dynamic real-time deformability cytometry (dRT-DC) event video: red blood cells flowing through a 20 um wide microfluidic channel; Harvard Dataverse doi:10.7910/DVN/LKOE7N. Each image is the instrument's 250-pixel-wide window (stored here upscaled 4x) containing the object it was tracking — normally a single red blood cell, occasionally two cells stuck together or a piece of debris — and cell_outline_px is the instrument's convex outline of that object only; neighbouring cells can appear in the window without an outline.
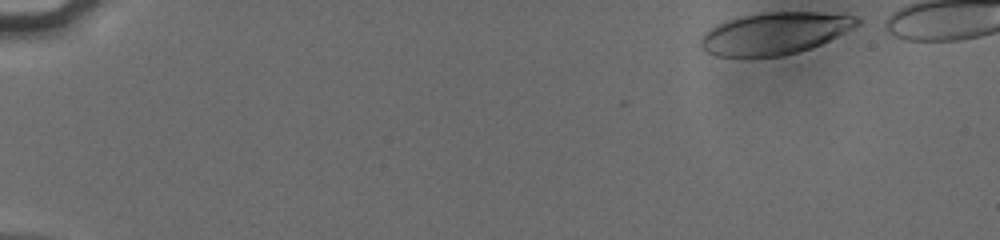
{"species": "human", "species_latin": "Homo sapiens", "temperature_condition": "cold", "stored_images_in_passage": 48, "camera_frame_rate_fps": 3000, "um_per_image_px": 0.085, "donor": {"sex": "male"}, "frame": {"image": 1, "passage_image": 1, "time_ms": 0.0, "image_size_px": [1000, 240], "cell_outline_px": [[860, 24], [812, 48], [780, 56], [748, 60], [716, 56], [704, 52], [700, 48], [700, 36], [704, 32], [716, 24], [728, 20], [760, 12], [820, 12], [856, 16], [860, 20]], "centroid_in_image_um": [65.74, 2.88], "position_along_channel_um": 19.3, "area_um2": 39.07}}
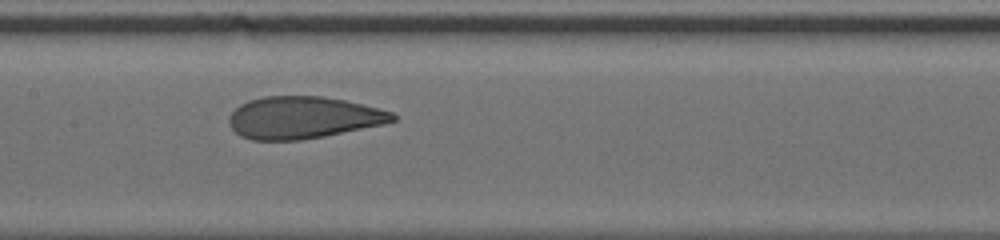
{"frame": {"image": 2, "passage_image": 25, "time_ms": 8.0, "image_size_px": [1000, 240], "cell_outline_px": [[396, 120], [384, 124], [324, 136], [300, 140], [252, 140], [240, 136], [232, 128], [228, 120], [228, 116], [240, 104], [248, 100], [264, 96], [320, 96], [344, 100], [380, 108], [392, 112], [396, 116]], "centroid_in_image_um": [25.75, 9.99], "position_along_channel_um": 181.7, "area_um2": 40.11}}
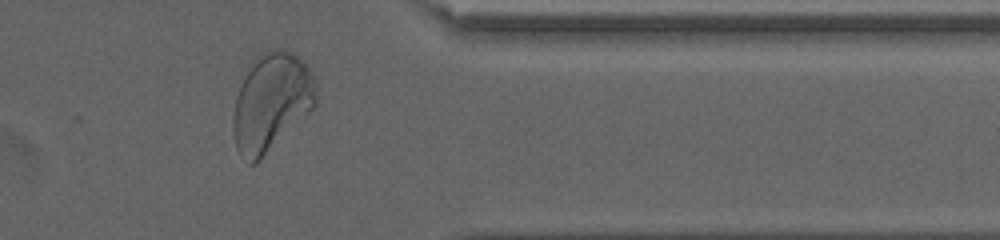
{"frame": {"image": 3, "passage_image": 42, "time_ms": 13.667, "image_size_px": [1000, 240], "cell_outline_px": [[316, 104], [256, 164], [248, 164], [236, 148], [232, 132], [232, 116], [236, 96], [248, 72], [260, 52], [268, 48], [284, 48], [292, 52], [304, 60], [316, 80]], "centroid_in_image_um": [23.06, 8.66], "position_along_channel_um": 388.3, "area_um2": 47.16}}